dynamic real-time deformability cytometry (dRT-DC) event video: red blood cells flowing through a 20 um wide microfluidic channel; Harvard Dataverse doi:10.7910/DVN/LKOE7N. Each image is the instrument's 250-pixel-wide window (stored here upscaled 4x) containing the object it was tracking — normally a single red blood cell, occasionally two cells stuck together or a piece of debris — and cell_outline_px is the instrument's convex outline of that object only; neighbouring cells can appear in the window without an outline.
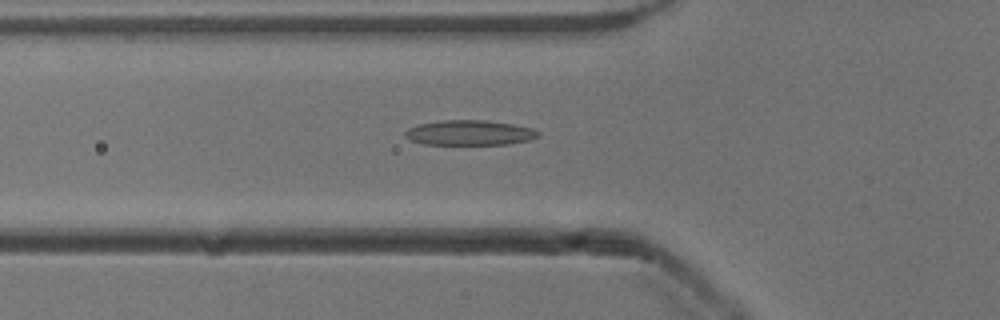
{"species": "common noctule bat (a hibernating species)", "species_latin": "Nyctalus noctula", "temperature_condition": "cold", "stored_images_in_passage": 49, "camera_frame_rate_fps": 3000, "um_per_image_px": 0.085, "animal": {"sex": "male", "body_mass_g": 13.3}, "frame": {"image": 1, "passage_image": 18, "time_ms": 5.667, "image_size_px": [1000, 320], "cell_outline_px": [[540, 136], [532, 140], [508, 144], [424, 144], [412, 140], [404, 136], [404, 132], [408, 128], [420, 124], [440, 120], [484, 120], [512, 124], [532, 128], [540, 132]], "centroid_in_image_um": [39.95, 11.28], "position_along_channel_um": 85.9, "area_um2": 19.42}}
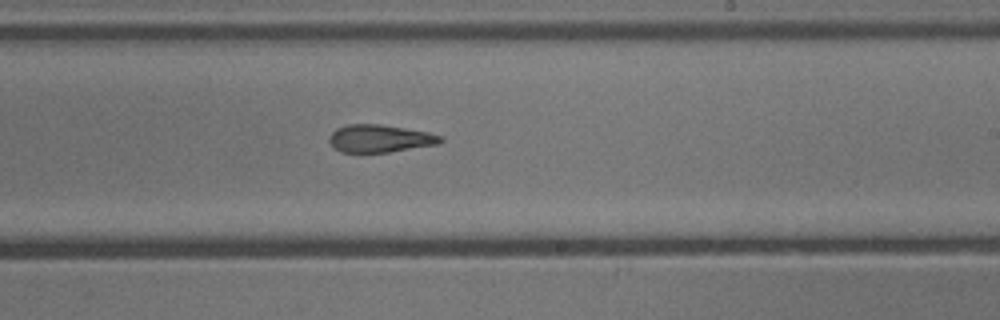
{"frame": {"image": 2, "passage_image": 31, "time_ms": 10.0, "image_size_px": [1000, 320], "cell_outline_px": [[444, 140], [440, 144], [388, 152], [340, 152], [328, 140], [332, 132], [336, 128], [348, 124], [380, 124], [428, 132], [444, 136]], "centroid_in_image_um": [32.33, 11.77], "position_along_channel_um": 256.7, "area_um2": 17.92}}
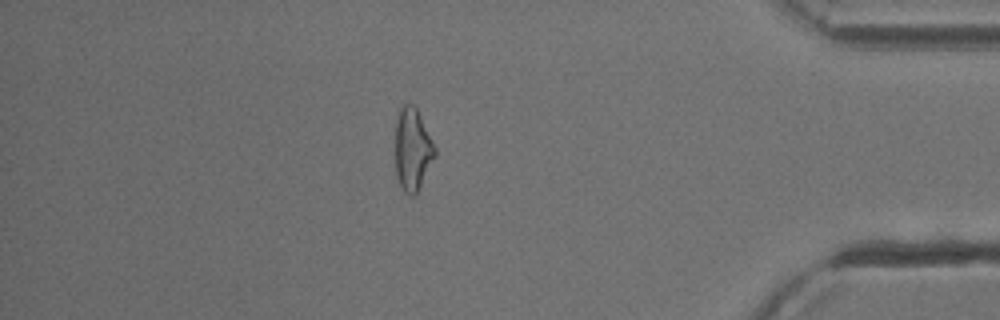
{"frame": {"image": 3, "passage_image": 45, "time_ms": 14.667, "image_size_px": [1000, 320], "cell_outline_px": [[436, 156], [416, 196], [408, 196], [400, 188], [396, 176], [396, 120], [400, 104], [412, 104], [416, 108], [436, 148]], "centroid_in_image_um": [35.06, 12.75], "position_along_channel_um": 400.1, "area_um2": 19.31}, "authors_computed_cell_mechanics": {"area_um2": 19.4208, "velocity_mm_per_s": 3.9167, "shape_relaxation_time_tau1_ms": null, "shape_relaxation_time_tau2_ms": 5.795, "deformation_change_tau1": null, "deformation_change_tau2": 0.1723}}